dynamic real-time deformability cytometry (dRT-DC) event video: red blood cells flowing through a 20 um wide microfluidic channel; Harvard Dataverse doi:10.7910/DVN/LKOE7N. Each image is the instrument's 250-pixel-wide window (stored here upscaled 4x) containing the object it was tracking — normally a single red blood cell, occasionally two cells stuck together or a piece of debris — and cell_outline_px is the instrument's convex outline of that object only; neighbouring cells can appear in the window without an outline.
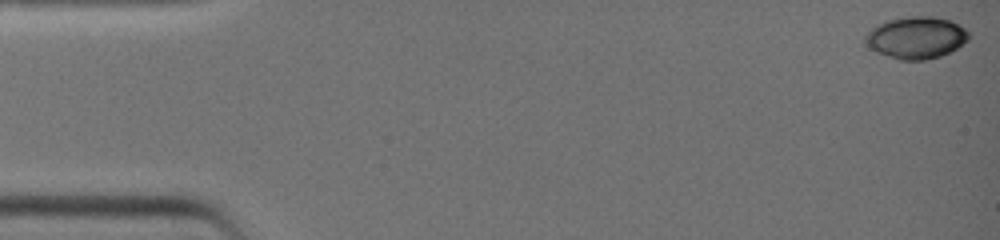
{"species": "common noctule bat (a hibernating species)", "species_latin": "Nyctalus noctula", "temperature_condition": "warm", "stored_images_in_passage": 37, "camera_frame_rate_fps": 3000, "um_per_image_px": 0.085, "animal": {"sex": "female", "body_mass_g": 19.0, "forearm_length_mm": 51.5}, "frame": {"image": 1, "passage_image": 1, "time_ms": 0.0, "image_size_px": [1000, 240], "cell_outline_px": [[972, 36], [968, 40], [956, 48], [940, 56], [924, 60], [900, 60], [876, 52], [864, 40], [864, 36], [876, 24], [888, 20], [908, 16], [936, 16], [948, 20], [964, 28]], "centroid_in_image_um": [77.87, 3.19], "position_along_channel_um": 7.1, "area_um2": 25.2}}
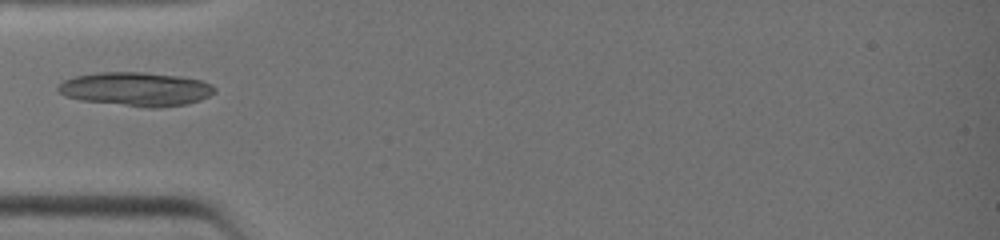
{"frame": {"image": 2, "passage_image": 14, "time_ms": 4.333, "image_size_px": [1000, 240], "cell_outline_px": [[216, 92], [200, 100], [188, 104], [156, 108], [148, 108], [80, 100], [64, 96], [56, 88], [64, 80], [76, 76], [96, 72], [144, 72], [180, 76], [200, 80], [212, 84], [216, 88]], "centroid_in_image_um": [11.58, 7.57], "position_along_channel_um": 73.4, "area_um2": 31.04}}
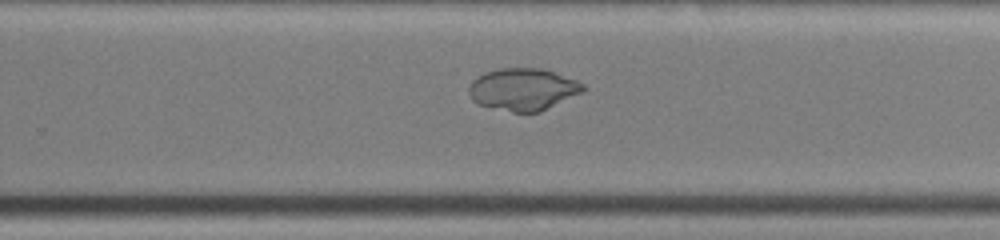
{"frame": {"image": 3, "passage_image": 27, "time_ms": 8.667, "image_size_px": [1000, 240], "cell_outline_px": [[588, 88], [584, 92], [540, 112], [512, 112], [480, 104], [472, 100], [468, 92], [468, 88], [472, 80], [476, 76], [484, 72], [500, 68], [540, 68], [576, 80], [584, 84]], "centroid_in_image_um": [44.47, 7.59], "position_along_channel_um": 285.3, "area_um2": 28.15}}